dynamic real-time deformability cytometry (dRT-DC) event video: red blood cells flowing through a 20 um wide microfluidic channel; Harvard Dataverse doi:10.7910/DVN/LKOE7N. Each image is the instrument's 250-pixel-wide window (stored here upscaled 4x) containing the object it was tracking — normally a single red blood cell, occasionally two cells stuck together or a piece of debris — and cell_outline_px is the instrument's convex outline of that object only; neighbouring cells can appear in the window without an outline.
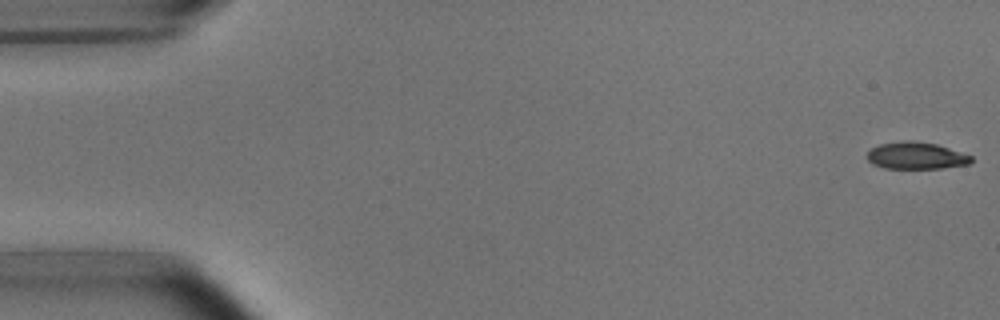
{"species": "common noctule bat (a hibernating species)", "species_latin": "Nyctalus noctula", "temperature_condition": "room temperature", "stored_images_in_passage": 5, "camera_frame_rate_fps": 3000, "um_per_image_px": 0.085, "animal": {"sex": "male", "body_mass_g": 15.6}, "frame": {"image": 1, "passage_image": 1, "time_ms": 0.0, "image_size_px": [1000, 320], "cell_outline_px": [[972, 160], [968, 164], [940, 168], [884, 168], [872, 164], [868, 160], [868, 152], [872, 148], [880, 144], [900, 140], [912, 140], [936, 144], [972, 156]], "centroid_in_image_um": [77.84, 13.22], "position_along_channel_um": 7.2, "area_um2": 16.24}}
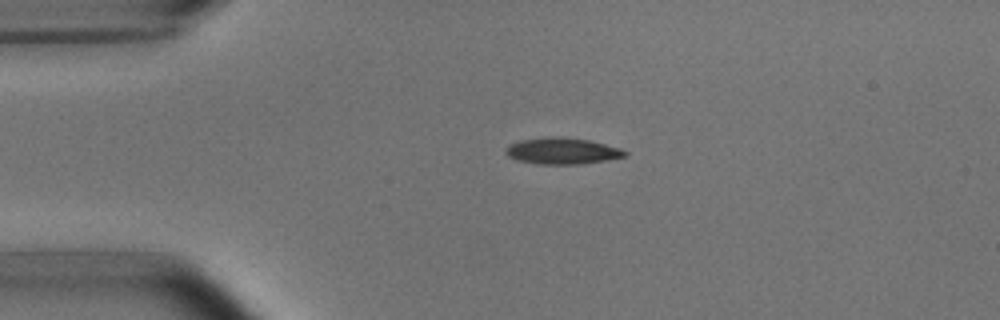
{"frame": {"image": 2, "passage_image": 4, "time_ms": 3.667, "image_size_px": [1000, 320], "cell_outline_px": [[628, 156], [580, 164], [536, 164], [516, 160], [508, 156], [504, 152], [512, 144], [520, 140], [548, 136], [556, 136], [588, 140], [620, 148], [628, 152]], "centroid_in_image_um": [47.78, 12.83], "position_along_channel_um": 37.2, "area_um2": 18.21}}